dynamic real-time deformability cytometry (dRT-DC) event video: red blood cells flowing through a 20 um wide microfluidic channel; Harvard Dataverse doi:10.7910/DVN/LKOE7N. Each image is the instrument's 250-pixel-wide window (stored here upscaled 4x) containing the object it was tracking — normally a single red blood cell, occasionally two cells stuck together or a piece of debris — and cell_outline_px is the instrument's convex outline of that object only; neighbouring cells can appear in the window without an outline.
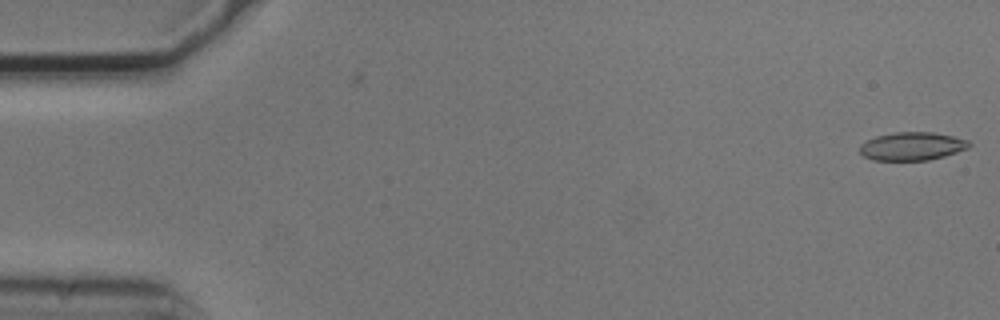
{"species": "common noctule bat (a hibernating species)", "species_latin": "Nyctalus noctula", "temperature_condition": "cold", "stored_images_in_passage": 2, "camera_frame_rate_fps": 3000, "um_per_image_px": 0.085, "animal": {"sex": "male", "body_mass_g": 20.5, "forearm_length_mm": 52.5}, "frame": {"image": 1, "passage_image": 2, "time_ms": 0.333, "image_size_px": [1000, 320], "cell_outline_px": [[972, 144], [968, 148], [944, 156], [928, 160], [872, 160], [864, 156], [860, 152], [860, 144], [876, 136], [896, 132], [932, 132], [952, 136], [968, 140]], "centroid_in_image_um": [77.53, 12.43], "position_along_channel_um": 7.5, "area_um2": 17.86}}